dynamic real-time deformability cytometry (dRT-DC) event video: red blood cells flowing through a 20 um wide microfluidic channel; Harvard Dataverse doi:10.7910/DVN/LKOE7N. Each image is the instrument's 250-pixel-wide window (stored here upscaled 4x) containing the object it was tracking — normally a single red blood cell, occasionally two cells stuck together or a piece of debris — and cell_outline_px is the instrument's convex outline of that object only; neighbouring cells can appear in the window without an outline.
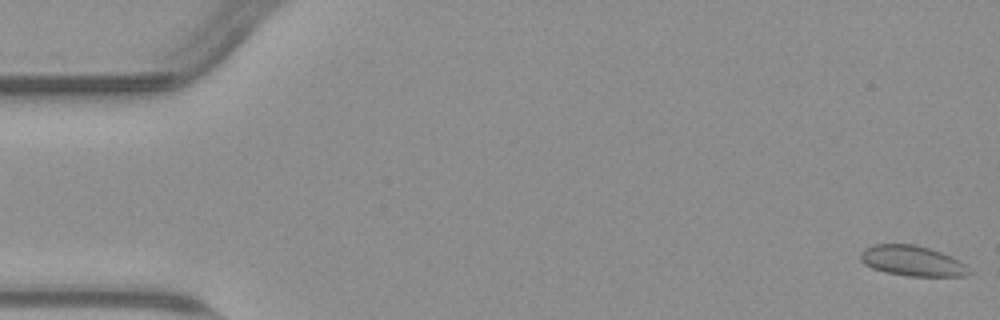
{"species": "common noctule bat (a hibernating species)", "species_latin": "Nyctalus noctula", "temperature_condition": "warm", "stored_images_in_passage": 10, "camera_frame_rate_fps": 3000, "um_per_image_px": 0.085, "animal": {"sex": "male", "body_mass_g": 23.1, "forearm_length_mm": 52.7}, "frame": {"image": 1, "passage_image": 1, "time_ms": 0.0, "image_size_px": [1000, 320], "cell_outline_px": [[976, 272], [968, 276], [908, 276], [884, 272], [872, 268], [864, 264], [860, 260], [860, 252], [864, 248], [876, 244], [916, 244], [952, 256], [960, 260]], "centroid_in_image_um": [77.59, 22.18], "position_along_channel_um": 7.4, "area_um2": 19.59}}